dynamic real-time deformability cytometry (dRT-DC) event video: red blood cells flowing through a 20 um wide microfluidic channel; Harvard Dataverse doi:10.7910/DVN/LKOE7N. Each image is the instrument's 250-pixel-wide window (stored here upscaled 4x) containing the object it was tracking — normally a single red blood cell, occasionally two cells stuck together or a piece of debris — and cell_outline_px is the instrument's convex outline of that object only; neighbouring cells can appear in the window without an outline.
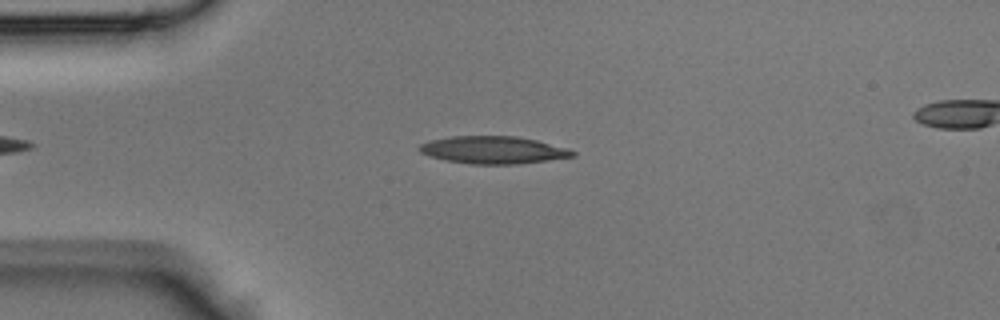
{"species": "Egyptian fruit bat (a non-hibernating species)", "species_latin": "Rousettus aegyptiacus", "temperature_condition": "room temperature", "stored_images_in_passage": 32, "camera_frame_rate_fps": 3000, "um_per_image_px": 0.085, "animal": {"sex": "male"}, "frame": {"image": 1, "passage_image": 2, "time_ms": 0.333, "image_size_px": [1000, 320], "cell_outline_px": [[576, 156], [520, 164], [472, 164], [444, 160], [428, 156], [420, 152], [416, 148], [420, 144], [428, 140], [452, 136], [516, 136], [536, 140], [568, 148], [576, 152]], "centroid_in_image_um": [41.89, 12.75], "position_along_channel_um": 43.1, "area_um2": 24.74}}
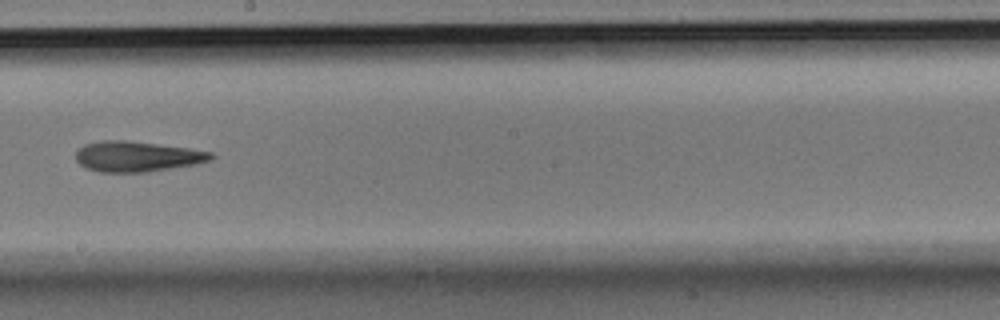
{"frame": {"image": 2, "passage_image": 16, "time_ms": 5.0, "image_size_px": [1000, 320], "cell_outline_px": [[216, 156], [212, 160], [196, 164], [148, 172], [100, 172], [88, 168], [80, 164], [76, 160], [76, 152], [84, 144], [100, 140], [128, 140], [188, 148], [212, 152]], "centroid_in_image_um": [11.67, 13.29], "position_along_channel_um": 236.5, "area_um2": 24.04}}
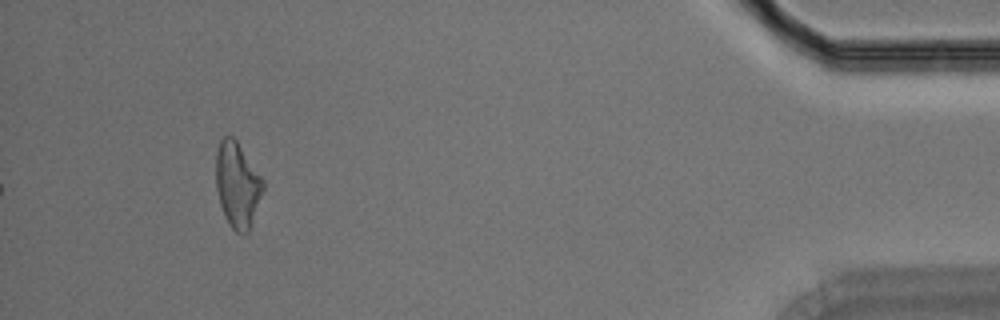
{"frame": {"image": 3, "passage_image": 32, "time_ms": 10.333, "image_size_px": [1000, 320], "cell_outline_px": [[264, 188], [248, 232], [236, 232], [228, 224], [224, 216], [220, 204], [216, 188], [216, 152], [220, 140], [224, 136], [232, 136], [236, 140], [264, 180]], "centroid_in_image_um": [20.16, 15.69], "position_along_channel_um": 415.0, "area_um2": 23.24}}